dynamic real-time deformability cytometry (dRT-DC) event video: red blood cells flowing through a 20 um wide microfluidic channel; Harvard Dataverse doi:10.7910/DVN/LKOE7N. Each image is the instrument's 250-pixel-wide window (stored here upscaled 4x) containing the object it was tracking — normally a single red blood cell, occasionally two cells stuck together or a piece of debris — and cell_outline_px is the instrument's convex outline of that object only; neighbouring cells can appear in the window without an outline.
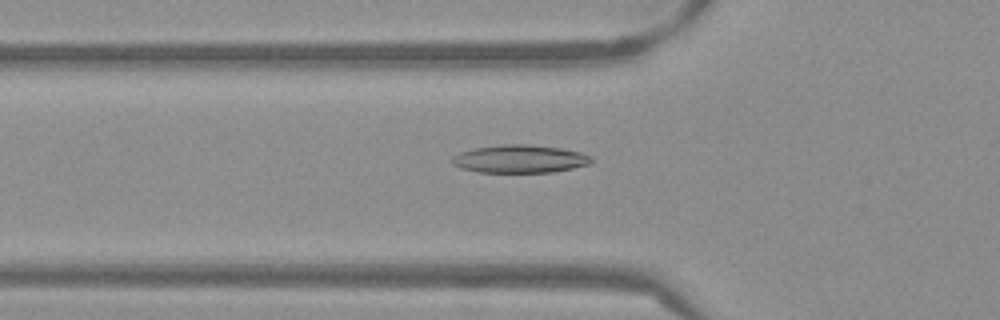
{"species": "Egyptian fruit bat (a non-hibernating species)", "species_latin": "Rousettus aegyptiacus", "temperature_condition": "warm", "stored_images_in_passage": 48, "camera_frame_rate_fps": 3000, "um_per_image_px": 0.085, "frame": {"image": 1, "passage_image": 13, "time_ms": 4.0, "image_size_px": [1000, 320], "cell_outline_px": [[592, 160], [588, 164], [572, 168], [552, 172], [476, 172], [460, 168], [452, 164], [452, 156], [460, 152], [476, 148], [504, 144], [528, 144], [560, 148], [580, 152], [592, 156]], "centroid_in_image_um": [44.16, 13.51], "position_along_channel_um": 81.6, "area_um2": 22.6}}
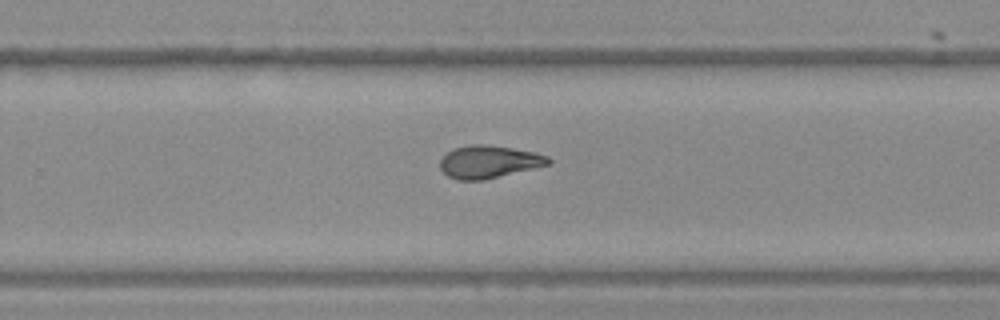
{"frame": {"image": 2, "passage_image": 29, "time_ms": 9.333, "image_size_px": [1000, 320], "cell_outline_px": [[552, 164], [484, 180], [456, 180], [448, 176], [440, 168], [440, 160], [452, 148], [472, 144], [484, 144], [512, 148], [536, 152], [548, 156], [552, 160]], "centroid_in_image_um": [41.58, 13.75], "position_along_channel_um": 288.2, "area_um2": 20.75}}
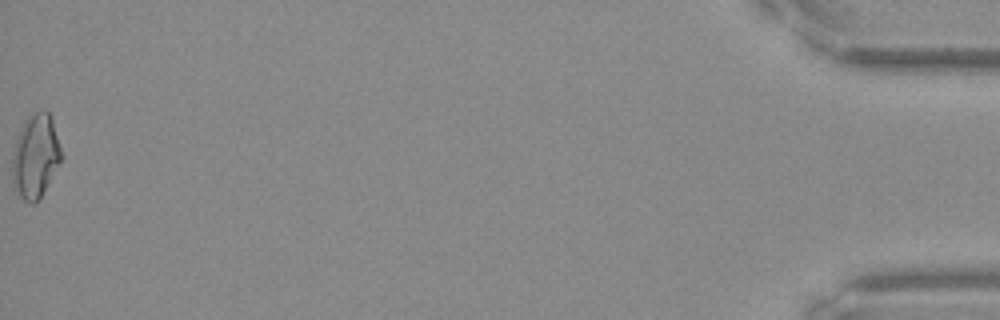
{"frame": {"image": 3, "passage_image": 48, "time_ms": 15.667, "image_size_px": [1000, 320], "cell_outline_px": [[64, 156], [36, 204], [28, 204], [12, 188], [12, 152], [16, 140], [28, 116], [32, 112], [44, 108], [52, 116]], "centroid_in_image_um": [3.03, 13.27], "position_along_channel_um": 432.2, "area_um2": 24.45}, "authors_computed_cell_mechanics": {"area_um2": 21.0392, "velocity_mm_per_s": 3.8527, "shape_relaxation_time_tau1_ms": 6.9456, "shape_relaxation_time_tau2_ms": 3.0782, "deformation_change_tau1": 0.1971, "deformation_change_tau2": 0.0911}}